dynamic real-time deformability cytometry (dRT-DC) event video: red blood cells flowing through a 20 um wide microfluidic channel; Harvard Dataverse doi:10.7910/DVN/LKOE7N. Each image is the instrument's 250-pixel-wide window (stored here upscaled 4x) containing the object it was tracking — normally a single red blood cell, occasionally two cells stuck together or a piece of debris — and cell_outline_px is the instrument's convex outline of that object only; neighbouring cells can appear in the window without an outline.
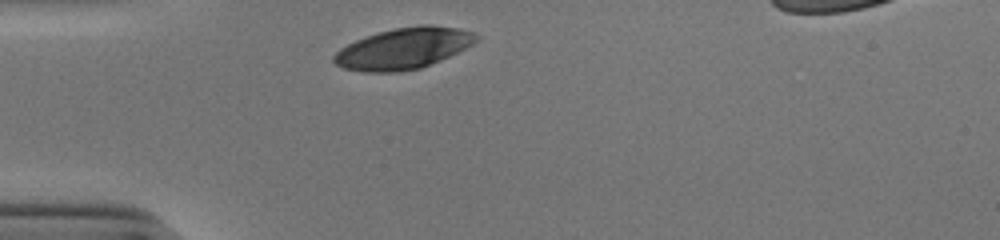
{"species": "human", "species_latin": "Homo sapiens", "temperature_condition": "cold", "stored_images_in_passage": 28, "camera_frame_rate_fps": 3000, "um_per_image_px": 0.085, "donor": {"sex": "male"}, "frame": {"image": 1, "passage_image": 1, "time_ms": 0.0, "image_size_px": [1000, 240], "cell_outline_px": [[480, 36], [472, 44], [440, 60], [420, 68], [396, 72], [360, 72], [344, 68], [336, 64], [332, 60], [332, 56], [340, 48], [356, 40], [380, 32], [396, 28], [424, 24], [428, 24], [456, 28], [472, 32]], "centroid_in_image_um": [34.26, 4.13], "position_along_channel_um": 50.7, "area_um2": 33.7}}
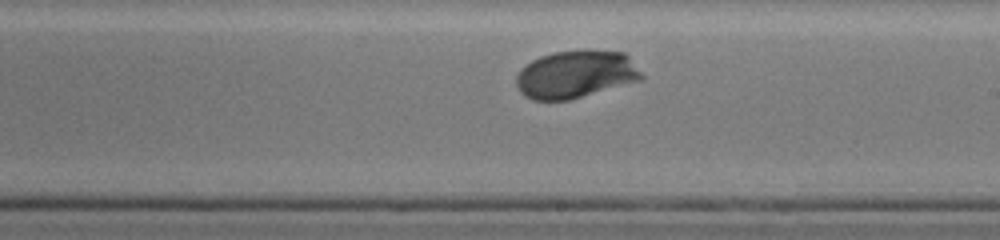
{"frame": {"image": 2, "passage_image": 17, "time_ms": 5.333, "image_size_px": [1000, 240], "cell_outline_px": [[644, 76], [640, 80], [568, 100], [532, 100], [524, 96], [520, 92], [516, 84], [516, 76], [520, 68], [532, 60], [540, 56], [552, 52], [624, 52], [628, 56]], "centroid_in_image_um": [48.87, 6.34], "position_along_channel_um": 240.1, "area_um2": 34.1}}
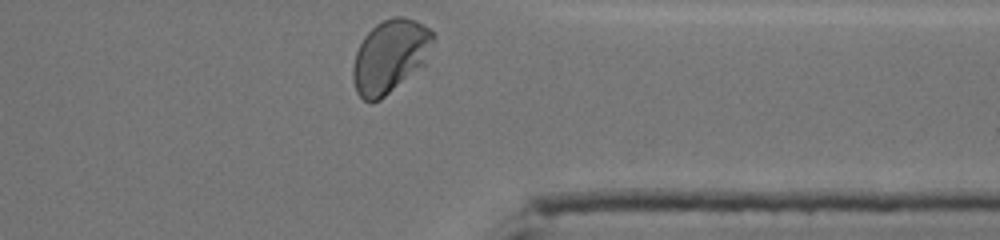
{"frame": {"image": 3, "passage_image": 28, "time_ms": 9.0, "image_size_px": [1000, 240], "cell_outline_px": [[436, 36], [424, 64], [380, 100], [372, 104], [364, 100], [356, 92], [352, 76], [352, 68], [356, 52], [364, 36], [376, 24], [392, 16], [404, 16], [416, 20], [436, 32]], "centroid_in_image_um": [33.16, 4.76], "position_along_channel_um": 378.2, "area_um2": 34.28}, "authors_computed_cell_mechanics": {"area_um2": 34.2465, "velocity_mm_per_s": 3.8544, "shape_relaxation_time_tau1_ms": 2.1163, "shape_relaxation_time_tau2_ms": null, "deformation_change_tau1": 0.118, "deformation_change_tau2": null}}